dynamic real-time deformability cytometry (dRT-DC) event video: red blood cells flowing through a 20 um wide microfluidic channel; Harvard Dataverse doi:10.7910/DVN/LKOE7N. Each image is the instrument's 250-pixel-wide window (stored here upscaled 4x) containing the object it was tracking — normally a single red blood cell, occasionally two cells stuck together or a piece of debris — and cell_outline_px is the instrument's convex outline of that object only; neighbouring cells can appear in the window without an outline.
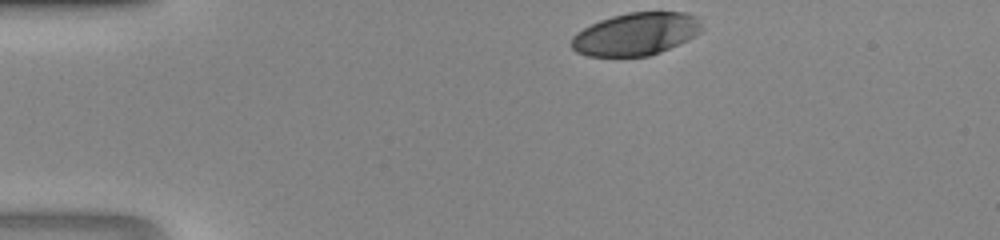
{"species": "human", "species_latin": "Homo sapiens", "temperature_condition": "room temperature", "stored_images_in_passage": 34, "camera_frame_rate_fps": 3000, "um_per_image_px": 0.085, "donor": {"sex": "male"}, "frame": {"image": 1, "passage_image": 5, "time_ms": 1.333, "image_size_px": [1000, 240], "cell_outline_px": [[704, 28], [700, 32], [688, 40], [660, 52], [648, 56], [588, 56], [576, 52], [572, 48], [572, 36], [576, 32], [600, 20], [612, 16], [628, 12], [684, 12], [700, 16]], "centroid_in_image_um": [54.1, 2.88], "position_along_channel_um": 30.9, "area_um2": 32.6}}
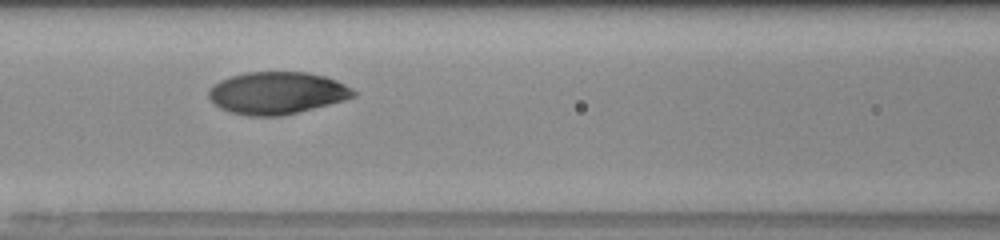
{"frame": {"image": 2, "passage_image": 17, "time_ms": 5.333, "image_size_px": [1000, 240], "cell_outline_px": [[356, 96], [344, 100], [280, 116], [248, 116], [232, 112], [220, 108], [208, 96], [208, 92], [220, 80], [244, 72], [308, 72], [324, 76], [336, 80], [352, 88], [356, 92]], "centroid_in_image_um": [23.56, 7.89], "position_along_channel_um": 143.0, "area_um2": 35.26}}
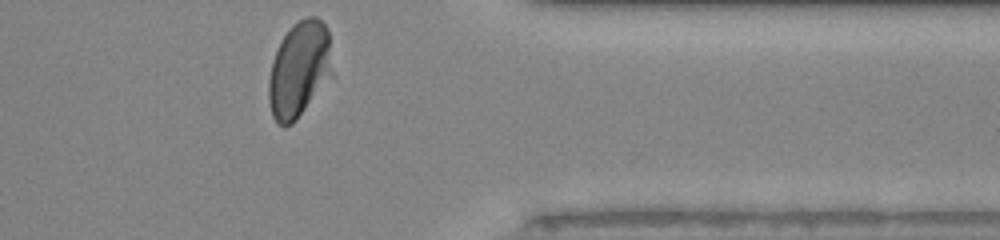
{"frame": {"image": 3, "passage_image": 34, "time_ms": 11.0, "image_size_px": [1000, 240], "cell_outline_px": [[328, 48], [324, 72], [304, 108], [296, 120], [292, 124], [284, 128], [276, 124], [272, 116], [268, 100], [268, 80], [272, 60], [280, 40], [300, 20], [308, 16], [316, 16], [328, 28]], "centroid_in_image_um": [25.24, 5.9], "position_along_channel_um": 386.2, "area_um2": 32.89}}